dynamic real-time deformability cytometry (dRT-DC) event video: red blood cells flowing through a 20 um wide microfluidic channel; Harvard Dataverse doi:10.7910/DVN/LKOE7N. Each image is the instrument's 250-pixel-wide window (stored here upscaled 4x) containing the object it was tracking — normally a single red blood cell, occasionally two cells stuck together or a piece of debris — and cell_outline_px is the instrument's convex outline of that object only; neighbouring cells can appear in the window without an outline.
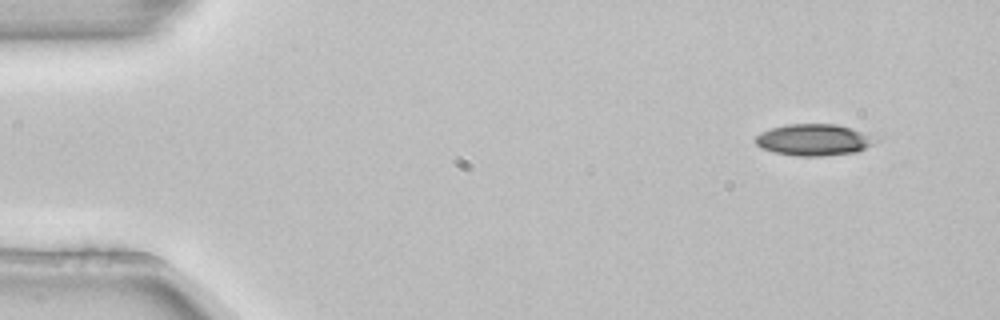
{"species": "common noctule bat (a hibernating species)", "species_latin": "Nyctalus noctula", "temperature_condition": "room temperature", "stored_images_in_passage": 3, "camera_frame_rate_fps": 3000, "um_per_image_px": 0.085, "animal": {"sex": "female", "body_mass_g": 22.7, "forearm_length_mm": 54.2}, "frame": {"image": 1, "passage_image": 1, "time_ms": 0.0, "image_size_px": [1000, 320], "cell_outline_px": [[876, 140], [872, 144], [856, 152], [824, 156], [796, 156], [772, 152], [760, 148], [756, 144], [756, 136], [760, 132], [772, 128], [788, 124], [836, 124], [852, 128]], "centroid_in_image_um": [69.09, 11.89], "position_along_channel_um": 15.9, "area_um2": 21.79}}
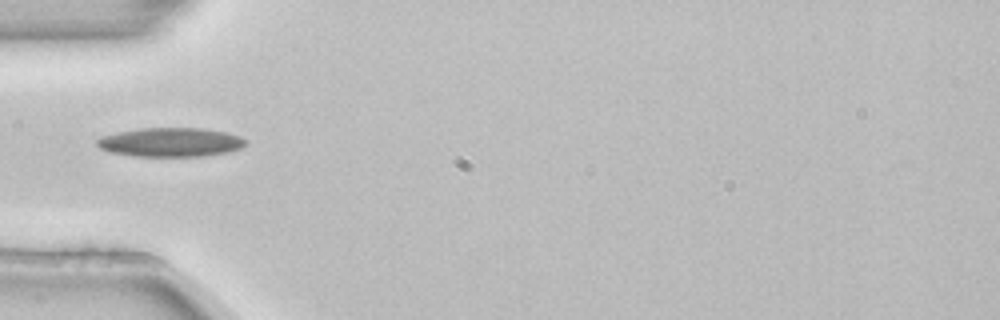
{"frame": {"image": 2, "passage_image": 3, "time_ms": 0.667, "image_size_px": [1000, 320], "cell_outline_px": [[248, 144], [240, 148], [228, 152], [200, 156], [136, 156], [108, 152], [100, 148], [96, 144], [96, 140], [100, 136], [116, 132], [140, 128], [204, 128], [228, 132], [240, 136]], "centroid_in_image_um": [14.48, 12.08], "position_along_channel_um": 70.5, "area_um2": 25.32}}